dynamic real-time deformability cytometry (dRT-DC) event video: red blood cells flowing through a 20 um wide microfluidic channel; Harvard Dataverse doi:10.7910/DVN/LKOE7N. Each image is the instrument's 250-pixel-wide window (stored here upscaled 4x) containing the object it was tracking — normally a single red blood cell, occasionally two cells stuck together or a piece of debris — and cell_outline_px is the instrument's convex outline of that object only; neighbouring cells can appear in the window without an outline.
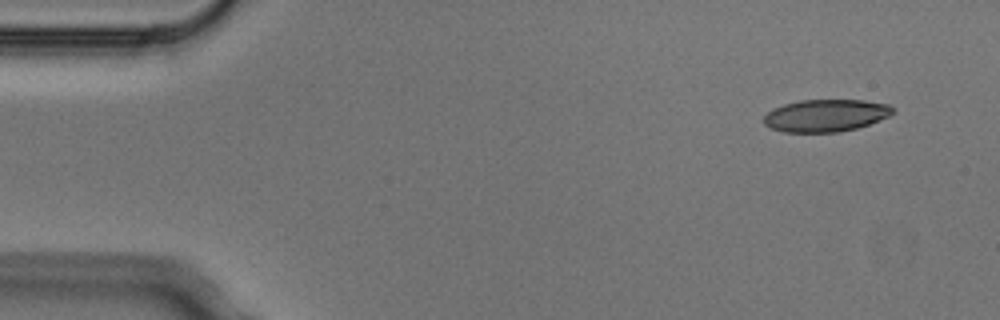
{"species": "Egyptian fruit bat (a non-hibernating species)", "species_latin": "Rousettus aegyptiacus", "temperature_condition": "cold", "stored_images_in_passage": 3, "segment_of_instrument_passage": [2, 2], "camera_frame_rate_fps": 3000, "um_per_image_px": 0.085, "animal": {"sex": "male"}, "frame": {"image": 1, "passage_image": 3, "time_ms": 0.667, "image_size_px": [1000, 320], "cell_outline_px": [[896, 112], [888, 116], [868, 124], [856, 128], [840, 132], [784, 132], [772, 128], [764, 124], [764, 116], [772, 108], [784, 104], [800, 100], [864, 100], [888, 104], [896, 108]], "centroid_in_image_um": [70.2, 9.81], "position_along_channel_um": 14.8, "area_um2": 24.33}}